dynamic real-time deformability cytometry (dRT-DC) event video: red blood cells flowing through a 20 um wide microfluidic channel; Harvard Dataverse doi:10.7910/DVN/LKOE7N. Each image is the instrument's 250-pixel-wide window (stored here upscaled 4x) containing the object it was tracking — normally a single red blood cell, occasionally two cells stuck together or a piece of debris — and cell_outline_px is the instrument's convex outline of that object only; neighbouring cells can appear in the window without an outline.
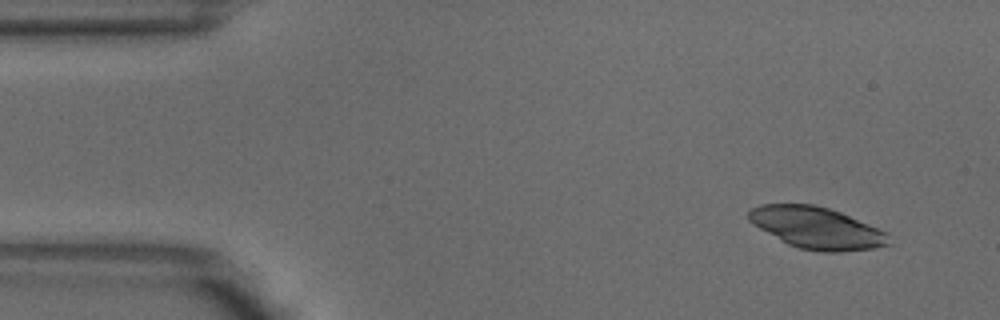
{"species": "common noctule bat (a hibernating species)", "species_latin": "Nyctalus noctula", "temperature_condition": "warm", "stored_images_in_passage": 4, "camera_frame_rate_fps": 3000, "um_per_image_px": 0.085, "animal": {"sex": "male", "body_mass_g": 18.8}, "frame": {"image": 1, "passage_image": 1, "time_ms": 0.0, "image_size_px": [1000, 320], "cell_outline_px": [[892, 244], [876, 248], [840, 252], [824, 252], [800, 248], [788, 244], [752, 224], [748, 220], [748, 212], [752, 208], [760, 204], [812, 204], [828, 208], [840, 212], [888, 232]], "centroid_in_image_um": [69.45, 19.38], "position_along_channel_um": 15.5, "area_um2": 34.04}}